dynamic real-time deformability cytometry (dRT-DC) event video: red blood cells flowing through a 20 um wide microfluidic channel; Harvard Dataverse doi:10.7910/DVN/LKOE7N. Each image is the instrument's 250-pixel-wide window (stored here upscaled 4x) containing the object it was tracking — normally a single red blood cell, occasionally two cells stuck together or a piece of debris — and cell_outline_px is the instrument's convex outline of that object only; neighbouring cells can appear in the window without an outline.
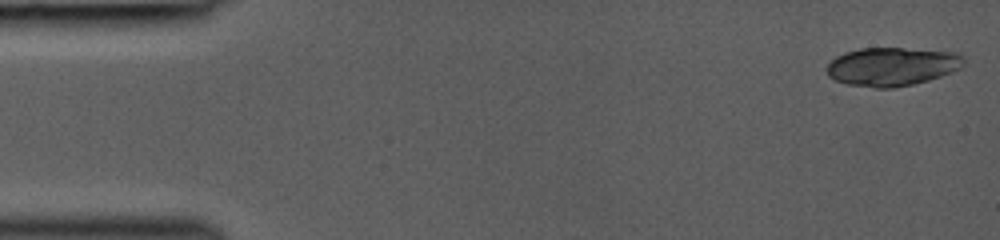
{"species": "common noctule bat (a hibernating species)", "species_latin": "Nyctalus noctula", "temperature_condition": "room temperature", "stored_images_in_passage": 42, "camera_frame_rate_fps": 3000, "um_per_image_px": 0.085, "animal": {"sex": "female", "body_mass_g": 19.0, "forearm_length_mm": 53.3}, "frame": {"image": 1, "passage_image": 1, "time_ms": 0.0, "image_size_px": [1000, 240], "cell_outline_px": [[964, 64], [960, 68], [952, 72], [928, 80], [912, 84], [892, 88], [872, 88], [848, 84], [836, 80], [828, 76], [828, 64], [836, 56], [844, 52], [860, 48], [904, 48], [960, 52], [964, 56]], "centroid_in_image_um": [75.85, 5.65], "position_along_channel_um": 9.1, "area_um2": 30.87}}
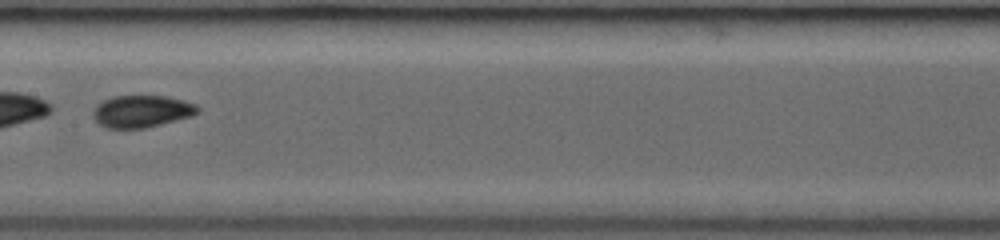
{"frame": {"image": 2, "passage_image": 23, "time_ms": 7.333, "image_size_px": [1000, 240], "cell_outline_px": [[200, 112], [192, 116], [144, 128], [104, 128], [92, 116], [92, 108], [96, 104], [112, 96], [168, 96], [184, 100], [196, 104], [200, 108]], "centroid_in_image_um": [12.04, 9.45], "position_along_channel_um": 195.4, "area_um2": 19.77}}
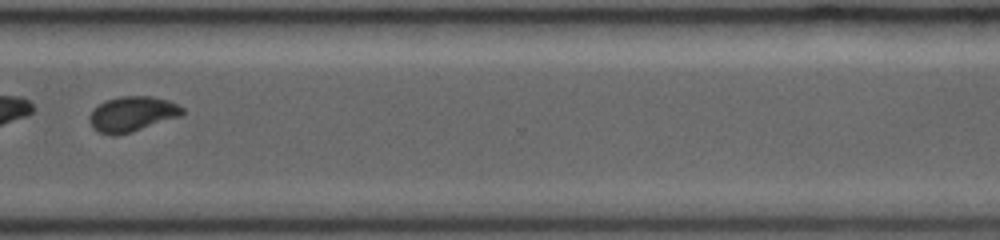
{"frame": {"image": 3, "passage_image": 34, "time_ms": 11.0, "image_size_px": [1000, 240], "cell_outline_px": [[184, 112], [180, 116], [132, 132], [116, 136], [112, 136], [100, 132], [92, 128], [88, 120], [88, 116], [104, 100], [120, 96], [152, 96], [168, 100], [184, 108]], "centroid_in_image_um": [11.22, 9.69], "position_along_channel_um": 359.4, "area_um2": 19.07}}